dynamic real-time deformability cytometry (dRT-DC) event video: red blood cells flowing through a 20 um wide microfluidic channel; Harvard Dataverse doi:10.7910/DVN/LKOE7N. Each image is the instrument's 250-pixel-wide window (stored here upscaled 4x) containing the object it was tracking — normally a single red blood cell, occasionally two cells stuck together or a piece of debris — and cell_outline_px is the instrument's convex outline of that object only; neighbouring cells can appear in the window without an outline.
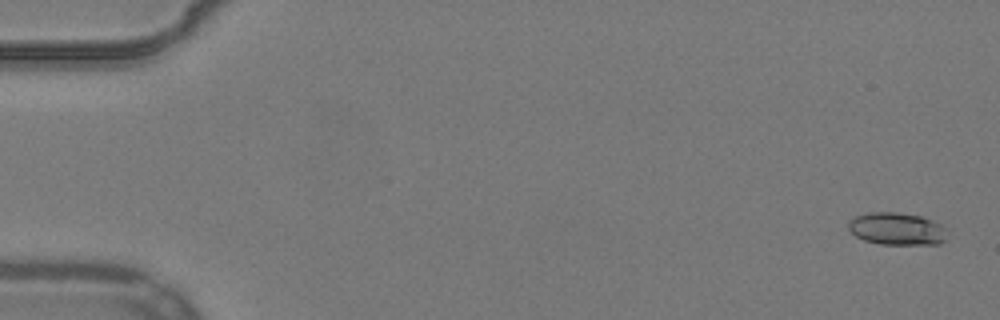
{"species": "common noctule bat (a hibernating species)", "species_latin": "Nyctalus noctula", "temperature_condition": "warm", "stored_images_in_passage": 54, "camera_frame_rate_fps": 3000, "um_per_image_px": 0.085, "animal": {"sex": "male", "body_mass_g": 19.2, "forearm_length_mm": 51.8}, "frame": {"image": 1, "passage_image": 2, "time_ms": 0.333, "image_size_px": [1000, 320], "cell_outline_px": [[944, 240], [940, 244], [880, 244], [864, 240], [856, 236], [848, 228], [848, 220], [856, 216], [868, 212], [896, 212], [920, 216], [932, 220], [940, 224], [944, 228]], "centroid_in_image_um": [76.18, 19.44], "position_along_channel_um": 8.8, "area_um2": 18.5}}
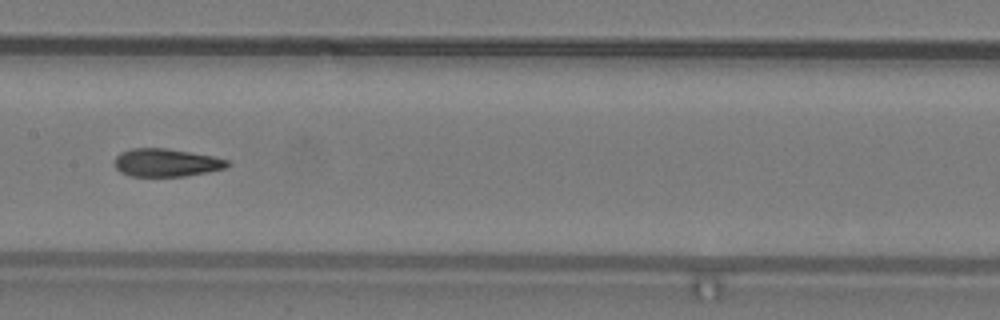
{"frame": {"image": 2, "passage_image": 28, "time_ms": 9.0, "image_size_px": [1000, 320], "cell_outline_px": [[228, 164], [224, 168], [208, 172], [184, 176], [132, 176], [120, 172], [116, 168], [116, 156], [120, 152], [132, 148], [168, 148], [212, 156], [228, 160]], "centroid_in_image_um": [14.11, 13.82], "position_along_channel_um": 193.3, "area_um2": 18.21}}
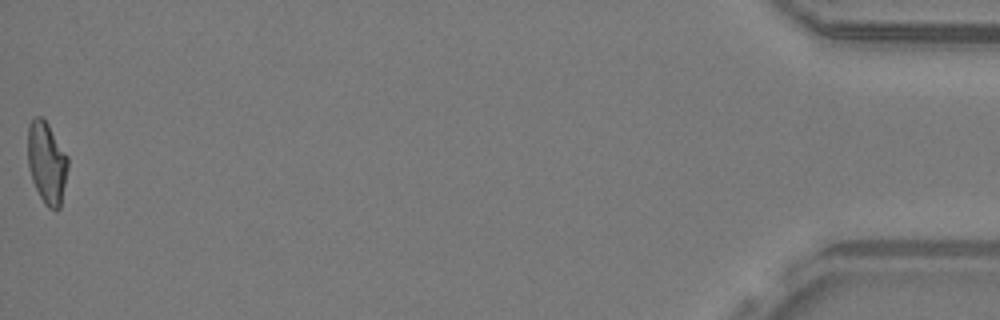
{"frame": {"image": 3, "passage_image": 54, "time_ms": 17.667, "image_size_px": [1000, 320], "cell_outline_px": [[68, 168], [60, 208], [56, 212], [48, 208], [44, 204], [32, 180], [28, 168], [28, 124], [36, 116], [40, 116], [48, 124], [68, 156]], "centroid_in_image_um": [3.98, 13.86], "position_along_channel_um": 431.2, "area_um2": 19.25}, "authors_computed_cell_mechanics": {"area_um2": 18.8717, "velocity_mm_per_s": 3.9018, "shape_relaxation_time_tau1_ms": 6.3558, "shape_relaxation_time_tau2_ms": 2.0013, "deformation_change_tau1": 0.2045, "deformation_change_tau2": 0.1006}}